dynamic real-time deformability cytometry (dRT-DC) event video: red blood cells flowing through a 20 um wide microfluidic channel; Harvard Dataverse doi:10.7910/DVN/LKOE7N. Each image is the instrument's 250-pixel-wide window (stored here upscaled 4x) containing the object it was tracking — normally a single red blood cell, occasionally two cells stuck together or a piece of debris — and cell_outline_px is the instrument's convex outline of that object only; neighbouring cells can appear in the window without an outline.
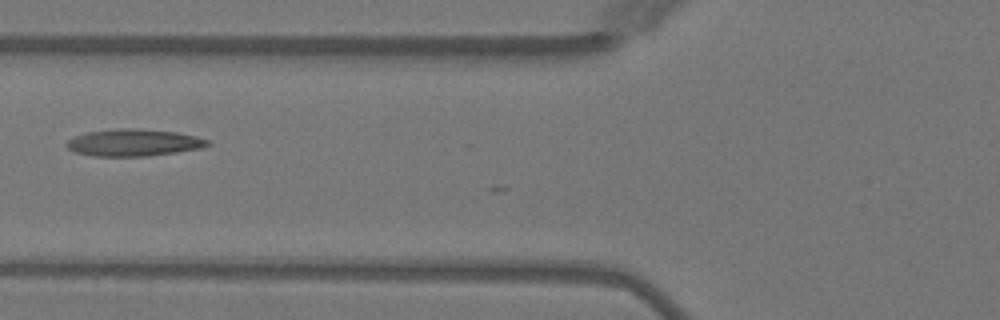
{"species": "Egyptian fruit bat (a non-hibernating species)", "species_latin": "Rousettus aegyptiacus", "temperature_condition": "warm", "stored_images_in_passage": 3, "camera_frame_rate_fps": 3000, "um_per_image_px": 0.085, "animal": {"sex": "female"}, "frame": {"image": 1, "passage_image": 3, "time_ms": 2.333, "image_size_px": [1000, 320], "cell_outline_px": [[212, 144], [200, 148], [176, 152], [148, 156], [92, 156], [76, 152], [68, 148], [68, 140], [76, 136], [88, 132], [120, 128], [136, 128], [176, 132], [196, 136], [208, 140]], "centroid_in_image_um": [11.4, 12.12], "position_along_channel_um": 114.4, "area_um2": 21.96}}